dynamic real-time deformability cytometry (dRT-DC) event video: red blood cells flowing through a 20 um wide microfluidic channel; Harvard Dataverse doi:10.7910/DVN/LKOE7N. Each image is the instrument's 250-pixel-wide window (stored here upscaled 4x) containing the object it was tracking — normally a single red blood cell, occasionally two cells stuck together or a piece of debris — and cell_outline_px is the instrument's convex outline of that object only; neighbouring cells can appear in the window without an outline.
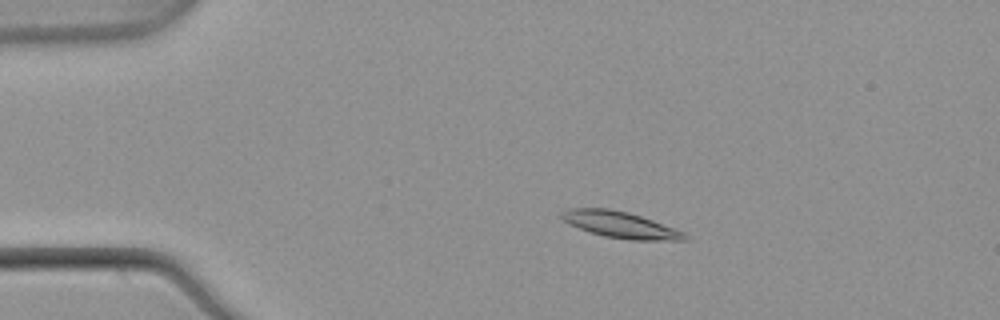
{"species": "common noctule bat (a hibernating species)", "species_latin": "Nyctalus noctula", "temperature_condition": "warm", "stored_images_in_passage": 54, "camera_frame_rate_fps": 3000, "um_per_image_px": 0.085, "animal": {"sex": "male", "body_mass_g": 21.5, "forearm_length_mm": 52.0}, "frame": {"image": 1, "passage_image": 11, "time_ms": 3.333, "image_size_px": [1000, 320], "cell_outline_px": [[688, 240], [632, 240], [604, 236], [580, 228], [564, 220], [560, 216], [560, 212], [568, 208], [608, 208], [628, 212], [652, 220], [684, 232], [688, 236]], "centroid_in_image_um": [52.74, 19.1], "position_along_channel_um": 32.3, "area_um2": 18.61}}
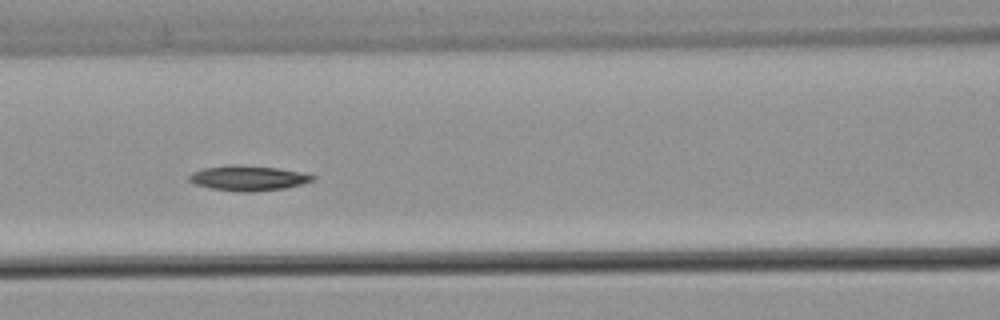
{"frame": {"image": 2, "passage_image": 24, "time_ms": 7.667, "image_size_px": [1000, 320], "cell_outline_px": [[316, 180], [284, 188], [252, 192], [240, 192], [212, 188], [196, 184], [188, 180], [188, 176], [192, 172], [204, 168], [228, 164], [236, 164], [276, 168], [300, 172], [316, 176]], "centroid_in_image_um": [21.08, 15.13], "position_along_channel_um": 145.5, "area_um2": 17.98}}
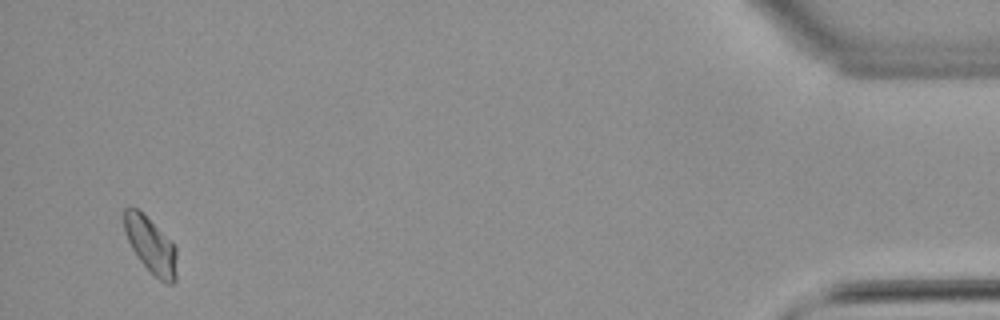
{"frame": {"image": 3, "passage_image": 52, "time_ms": 17.0, "image_size_px": [1000, 320], "cell_outline_px": [[176, 280], [172, 284], [164, 284], [140, 260], [132, 248], [124, 232], [124, 208], [136, 208], [176, 248]], "centroid_in_image_um": [12.81, 20.9], "position_along_channel_um": 422.4, "area_um2": 16.36}, "authors_computed_cell_mechanics": {"area_um2": 17.6579, "velocity_mm_per_s": 3.8451, "shape_relaxation_time_tau1_ms": 9.1489, "shape_relaxation_time_tau2_ms": null, "deformation_change_tau1": 0.146, "deformation_change_tau2": null}}